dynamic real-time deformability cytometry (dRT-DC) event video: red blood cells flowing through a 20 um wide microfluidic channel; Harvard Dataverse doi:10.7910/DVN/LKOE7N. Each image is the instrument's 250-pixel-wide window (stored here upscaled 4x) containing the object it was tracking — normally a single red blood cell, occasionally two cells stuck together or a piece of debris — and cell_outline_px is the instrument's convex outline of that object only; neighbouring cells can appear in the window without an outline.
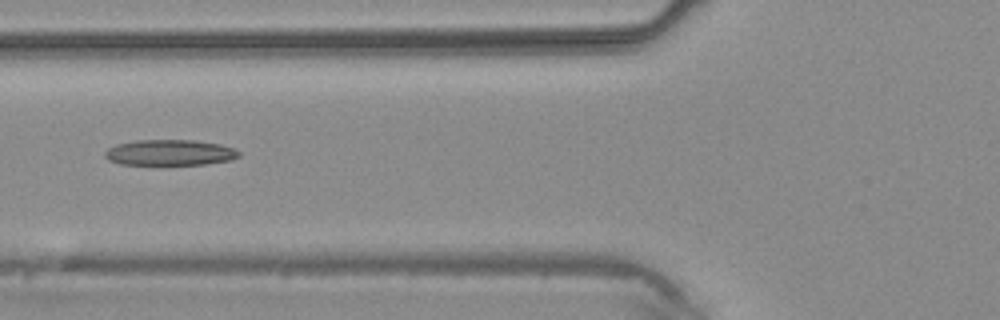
{"species": "common noctule bat (a hibernating species)", "species_latin": "Nyctalus noctula", "temperature_condition": "warm", "stored_images_in_passage": 5, "camera_frame_rate_fps": 3000, "um_per_image_px": 0.085, "animal": {"sex": "male", "body_mass_g": 20.4}, "frame": {"image": 1, "passage_image": 5, "time_ms": 4.667, "image_size_px": [1000, 320], "cell_outline_px": [[240, 156], [228, 160], [204, 164], [120, 164], [108, 160], [104, 156], [104, 152], [108, 148], [116, 144], [136, 140], [196, 140], [220, 144], [232, 148], [240, 152]], "centroid_in_image_um": [14.4, 12.96], "position_along_channel_um": 111.4, "area_um2": 20.0}}